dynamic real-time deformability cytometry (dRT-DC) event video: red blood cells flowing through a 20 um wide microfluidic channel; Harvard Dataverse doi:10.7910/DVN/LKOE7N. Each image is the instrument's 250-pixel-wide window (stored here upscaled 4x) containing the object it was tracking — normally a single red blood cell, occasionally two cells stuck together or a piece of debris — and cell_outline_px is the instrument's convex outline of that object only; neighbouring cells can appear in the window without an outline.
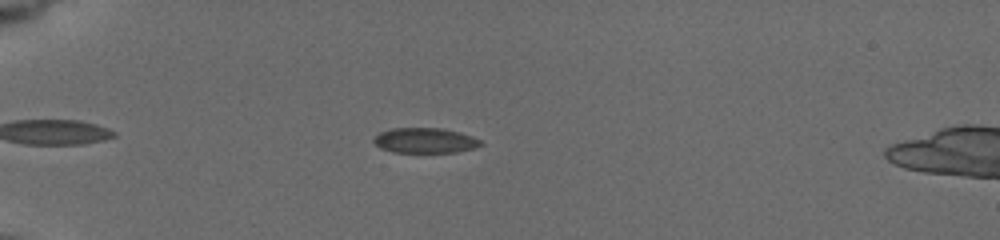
{"species": "common noctule bat (a hibernating species)", "species_latin": "Nyctalus noctula", "temperature_condition": "cold", "stored_images_in_passage": 64, "camera_frame_rate_fps": 3000, "um_per_image_px": 0.085, "animal": {"sex": "female", "body_mass_g": 19.5, "forearm_length_mm": 54.1}, "frame": {"image": 1, "passage_image": 11, "time_ms": 3.667, "image_size_px": [1000, 240], "cell_outline_px": [[484, 144], [476, 148], [456, 152], [392, 152], [380, 148], [372, 140], [380, 132], [392, 128], [444, 128], [460, 132], [472, 136], [480, 140]], "centroid_in_image_um": [36.15, 11.94], "position_along_channel_um": 48.8, "area_um2": 15.78}}
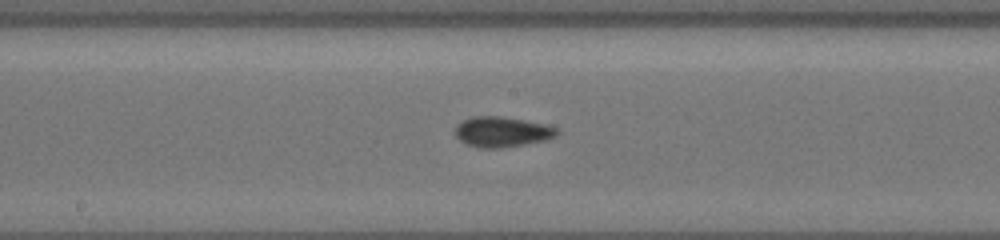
{"frame": {"image": 2, "passage_image": 26, "time_ms": 8.667, "image_size_px": [1000, 240], "cell_outline_px": [[560, 132], [544, 140], [500, 148], [480, 148], [468, 144], [460, 140], [456, 136], [456, 124], [472, 116], [504, 116], [524, 120], [556, 128]], "centroid_in_image_um": [42.61, 11.2], "position_along_channel_um": 205.6, "area_um2": 17.57}}
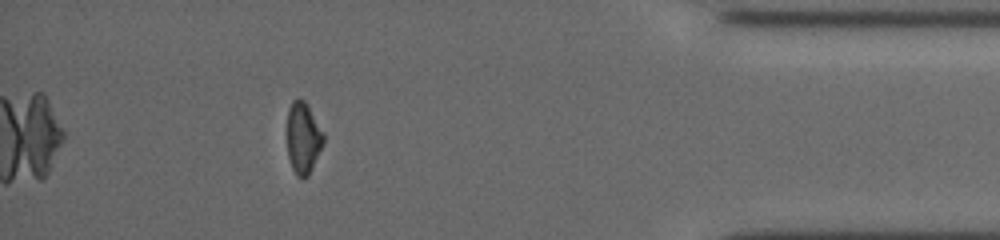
{"frame": {"image": 3, "passage_image": 57, "time_ms": 15.0, "image_size_px": [1000, 240], "cell_outline_px": [[324, 144], [308, 176], [296, 176], [292, 168], [288, 156], [288, 108], [292, 100], [296, 96], [300, 96], [308, 104], [324, 132]], "centroid_in_image_um": [25.79, 11.66], "position_along_channel_um": 409.4, "area_um2": 15.37}, "authors_computed_cell_mechanics": {"area_um2": 16.473, "velocity_mm_per_s": 3.7958, "shape_relaxation_time_tau1_ms": 2.3504, "shape_relaxation_time_tau2_ms": 7.6494, "deformation_change_tau1": 0.0842, "deformation_change_tau2": 0.0873}}